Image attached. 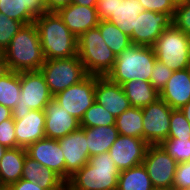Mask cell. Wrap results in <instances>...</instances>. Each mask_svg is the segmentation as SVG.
I'll return each instance as SVG.
<instances>
[{"label": "cell", "mask_w": 190, "mask_h": 190, "mask_svg": "<svg viewBox=\"0 0 190 190\" xmlns=\"http://www.w3.org/2000/svg\"><path fill=\"white\" fill-rule=\"evenodd\" d=\"M45 60L78 55V39L70 32L56 11H48L34 21Z\"/></svg>", "instance_id": "cell-1"}, {"label": "cell", "mask_w": 190, "mask_h": 190, "mask_svg": "<svg viewBox=\"0 0 190 190\" xmlns=\"http://www.w3.org/2000/svg\"><path fill=\"white\" fill-rule=\"evenodd\" d=\"M11 71H40L45 62L39 33L35 23L23 25L5 49Z\"/></svg>", "instance_id": "cell-2"}, {"label": "cell", "mask_w": 190, "mask_h": 190, "mask_svg": "<svg viewBox=\"0 0 190 190\" xmlns=\"http://www.w3.org/2000/svg\"><path fill=\"white\" fill-rule=\"evenodd\" d=\"M119 173L109 152L91 156L66 182V190H116Z\"/></svg>", "instance_id": "cell-3"}, {"label": "cell", "mask_w": 190, "mask_h": 190, "mask_svg": "<svg viewBox=\"0 0 190 190\" xmlns=\"http://www.w3.org/2000/svg\"><path fill=\"white\" fill-rule=\"evenodd\" d=\"M156 60L151 46L131 44L116 56L114 67L107 74V77L119 85L132 80L150 82Z\"/></svg>", "instance_id": "cell-4"}, {"label": "cell", "mask_w": 190, "mask_h": 190, "mask_svg": "<svg viewBox=\"0 0 190 190\" xmlns=\"http://www.w3.org/2000/svg\"><path fill=\"white\" fill-rule=\"evenodd\" d=\"M78 56L86 73L97 76H107L116 60L98 27L89 29L78 38Z\"/></svg>", "instance_id": "cell-5"}, {"label": "cell", "mask_w": 190, "mask_h": 190, "mask_svg": "<svg viewBox=\"0 0 190 190\" xmlns=\"http://www.w3.org/2000/svg\"><path fill=\"white\" fill-rule=\"evenodd\" d=\"M158 61L173 71L186 69L190 61V36L173 25L151 46Z\"/></svg>", "instance_id": "cell-6"}, {"label": "cell", "mask_w": 190, "mask_h": 190, "mask_svg": "<svg viewBox=\"0 0 190 190\" xmlns=\"http://www.w3.org/2000/svg\"><path fill=\"white\" fill-rule=\"evenodd\" d=\"M20 88V101L12 110L14 120L22 119L31 110L44 111L53 98L41 71H21Z\"/></svg>", "instance_id": "cell-7"}, {"label": "cell", "mask_w": 190, "mask_h": 190, "mask_svg": "<svg viewBox=\"0 0 190 190\" xmlns=\"http://www.w3.org/2000/svg\"><path fill=\"white\" fill-rule=\"evenodd\" d=\"M52 96L79 83L86 73L79 56L63 59L45 60L40 68Z\"/></svg>", "instance_id": "cell-8"}, {"label": "cell", "mask_w": 190, "mask_h": 190, "mask_svg": "<svg viewBox=\"0 0 190 190\" xmlns=\"http://www.w3.org/2000/svg\"><path fill=\"white\" fill-rule=\"evenodd\" d=\"M99 20H107L129 37L140 13L146 9L139 0H102L97 2Z\"/></svg>", "instance_id": "cell-9"}, {"label": "cell", "mask_w": 190, "mask_h": 190, "mask_svg": "<svg viewBox=\"0 0 190 190\" xmlns=\"http://www.w3.org/2000/svg\"><path fill=\"white\" fill-rule=\"evenodd\" d=\"M97 75H87L79 83L53 96V99L71 116L79 121L95 102Z\"/></svg>", "instance_id": "cell-10"}, {"label": "cell", "mask_w": 190, "mask_h": 190, "mask_svg": "<svg viewBox=\"0 0 190 190\" xmlns=\"http://www.w3.org/2000/svg\"><path fill=\"white\" fill-rule=\"evenodd\" d=\"M177 164L160 145H149L143 160L152 185L157 190H172Z\"/></svg>", "instance_id": "cell-11"}, {"label": "cell", "mask_w": 190, "mask_h": 190, "mask_svg": "<svg viewBox=\"0 0 190 190\" xmlns=\"http://www.w3.org/2000/svg\"><path fill=\"white\" fill-rule=\"evenodd\" d=\"M172 110L161 98L142 108L143 139L149 145H160L168 139Z\"/></svg>", "instance_id": "cell-12"}, {"label": "cell", "mask_w": 190, "mask_h": 190, "mask_svg": "<svg viewBox=\"0 0 190 190\" xmlns=\"http://www.w3.org/2000/svg\"><path fill=\"white\" fill-rule=\"evenodd\" d=\"M172 25L169 13L145 11L140 13L130 36L132 44L152 46L166 28Z\"/></svg>", "instance_id": "cell-13"}, {"label": "cell", "mask_w": 190, "mask_h": 190, "mask_svg": "<svg viewBox=\"0 0 190 190\" xmlns=\"http://www.w3.org/2000/svg\"><path fill=\"white\" fill-rule=\"evenodd\" d=\"M149 144L141 138L120 135L109 149L119 171L143 164Z\"/></svg>", "instance_id": "cell-14"}, {"label": "cell", "mask_w": 190, "mask_h": 190, "mask_svg": "<svg viewBox=\"0 0 190 190\" xmlns=\"http://www.w3.org/2000/svg\"><path fill=\"white\" fill-rule=\"evenodd\" d=\"M66 164V182L78 170L88 163L89 150L84 127L67 134L58 140Z\"/></svg>", "instance_id": "cell-15"}, {"label": "cell", "mask_w": 190, "mask_h": 190, "mask_svg": "<svg viewBox=\"0 0 190 190\" xmlns=\"http://www.w3.org/2000/svg\"><path fill=\"white\" fill-rule=\"evenodd\" d=\"M27 156L57 173L66 182V164L58 140L42 138L26 148Z\"/></svg>", "instance_id": "cell-16"}, {"label": "cell", "mask_w": 190, "mask_h": 190, "mask_svg": "<svg viewBox=\"0 0 190 190\" xmlns=\"http://www.w3.org/2000/svg\"><path fill=\"white\" fill-rule=\"evenodd\" d=\"M95 102L115 118L131 107L122 86L112 82L107 76H97Z\"/></svg>", "instance_id": "cell-17"}, {"label": "cell", "mask_w": 190, "mask_h": 190, "mask_svg": "<svg viewBox=\"0 0 190 190\" xmlns=\"http://www.w3.org/2000/svg\"><path fill=\"white\" fill-rule=\"evenodd\" d=\"M70 32L78 39L89 29L99 24L96 6H83L71 3L56 11Z\"/></svg>", "instance_id": "cell-18"}, {"label": "cell", "mask_w": 190, "mask_h": 190, "mask_svg": "<svg viewBox=\"0 0 190 190\" xmlns=\"http://www.w3.org/2000/svg\"><path fill=\"white\" fill-rule=\"evenodd\" d=\"M45 137L59 140L80 128V121L71 116L52 98L44 108Z\"/></svg>", "instance_id": "cell-19"}, {"label": "cell", "mask_w": 190, "mask_h": 190, "mask_svg": "<svg viewBox=\"0 0 190 190\" xmlns=\"http://www.w3.org/2000/svg\"><path fill=\"white\" fill-rule=\"evenodd\" d=\"M15 121V136L18 147L27 148L32 143L45 138V113L31 110L22 119Z\"/></svg>", "instance_id": "cell-20"}, {"label": "cell", "mask_w": 190, "mask_h": 190, "mask_svg": "<svg viewBox=\"0 0 190 190\" xmlns=\"http://www.w3.org/2000/svg\"><path fill=\"white\" fill-rule=\"evenodd\" d=\"M160 98L172 109L179 110L190 101V74L187 68L173 72L161 90Z\"/></svg>", "instance_id": "cell-21"}, {"label": "cell", "mask_w": 190, "mask_h": 190, "mask_svg": "<svg viewBox=\"0 0 190 190\" xmlns=\"http://www.w3.org/2000/svg\"><path fill=\"white\" fill-rule=\"evenodd\" d=\"M0 12L24 25L48 12L45 0H0Z\"/></svg>", "instance_id": "cell-22"}, {"label": "cell", "mask_w": 190, "mask_h": 190, "mask_svg": "<svg viewBox=\"0 0 190 190\" xmlns=\"http://www.w3.org/2000/svg\"><path fill=\"white\" fill-rule=\"evenodd\" d=\"M21 178L36 182L45 190H66V182L57 173L27 155Z\"/></svg>", "instance_id": "cell-23"}, {"label": "cell", "mask_w": 190, "mask_h": 190, "mask_svg": "<svg viewBox=\"0 0 190 190\" xmlns=\"http://www.w3.org/2000/svg\"><path fill=\"white\" fill-rule=\"evenodd\" d=\"M26 149L8 148L0 159V186H9L22 177Z\"/></svg>", "instance_id": "cell-24"}, {"label": "cell", "mask_w": 190, "mask_h": 190, "mask_svg": "<svg viewBox=\"0 0 190 190\" xmlns=\"http://www.w3.org/2000/svg\"><path fill=\"white\" fill-rule=\"evenodd\" d=\"M84 133L87 138V147L90 157L109 152V149L119 136L115 125L92 128L84 127Z\"/></svg>", "instance_id": "cell-25"}, {"label": "cell", "mask_w": 190, "mask_h": 190, "mask_svg": "<svg viewBox=\"0 0 190 190\" xmlns=\"http://www.w3.org/2000/svg\"><path fill=\"white\" fill-rule=\"evenodd\" d=\"M121 86L132 107L143 108L160 98V93L148 81L132 80Z\"/></svg>", "instance_id": "cell-26"}, {"label": "cell", "mask_w": 190, "mask_h": 190, "mask_svg": "<svg viewBox=\"0 0 190 190\" xmlns=\"http://www.w3.org/2000/svg\"><path fill=\"white\" fill-rule=\"evenodd\" d=\"M143 164L120 171L116 190H154Z\"/></svg>", "instance_id": "cell-27"}, {"label": "cell", "mask_w": 190, "mask_h": 190, "mask_svg": "<svg viewBox=\"0 0 190 190\" xmlns=\"http://www.w3.org/2000/svg\"><path fill=\"white\" fill-rule=\"evenodd\" d=\"M142 108L130 107L116 117L115 126L123 136H132L143 139Z\"/></svg>", "instance_id": "cell-28"}, {"label": "cell", "mask_w": 190, "mask_h": 190, "mask_svg": "<svg viewBox=\"0 0 190 190\" xmlns=\"http://www.w3.org/2000/svg\"><path fill=\"white\" fill-rule=\"evenodd\" d=\"M97 27L100 30L104 42L112 50L115 56H118L132 44L127 34L107 20H100Z\"/></svg>", "instance_id": "cell-29"}, {"label": "cell", "mask_w": 190, "mask_h": 190, "mask_svg": "<svg viewBox=\"0 0 190 190\" xmlns=\"http://www.w3.org/2000/svg\"><path fill=\"white\" fill-rule=\"evenodd\" d=\"M20 72L10 71L0 78V104L13 110L20 101Z\"/></svg>", "instance_id": "cell-30"}, {"label": "cell", "mask_w": 190, "mask_h": 190, "mask_svg": "<svg viewBox=\"0 0 190 190\" xmlns=\"http://www.w3.org/2000/svg\"><path fill=\"white\" fill-rule=\"evenodd\" d=\"M116 118L110 114L97 102L85 112L82 120L80 121V127H99L107 125H115Z\"/></svg>", "instance_id": "cell-31"}, {"label": "cell", "mask_w": 190, "mask_h": 190, "mask_svg": "<svg viewBox=\"0 0 190 190\" xmlns=\"http://www.w3.org/2000/svg\"><path fill=\"white\" fill-rule=\"evenodd\" d=\"M160 146L178 163L190 161V138H168Z\"/></svg>", "instance_id": "cell-32"}, {"label": "cell", "mask_w": 190, "mask_h": 190, "mask_svg": "<svg viewBox=\"0 0 190 190\" xmlns=\"http://www.w3.org/2000/svg\"><path fill=\"white\" fill-rule=\"evenodd\" d=\"M23 23L0 12V47L5 51Z\"/></svg>", "instance_id": "cell-33"}, {"label": "cell", "mask_w": 190, "mask_h": 190, "mask_svg": "<svg viewBox=\"0 0 190 190\" xmlns=\"http://www.w3.org/2000/svg\"><path fill=\"white\" fill-rule=\"evenodd\" d=\"M168 138H190V123L179 109H173Z\"/></svg>", "instance_id": "cell-34"}, {"label": "cell", "mask_w": 190, "mask_h": 190, "mask_svg": "<svg viewBox=\"0 0 190 190\" xmlns=\"http://www.w3.org/2000/svg\"><path fill=\"white\" fill-rule=\"evenodd\" d=\"M172 25L190 36V3L185 2L179 6H175Z\"/></svg>", "instance_id": "cell-35"}, {"label": "cell", "mask_w": 190, "mask_h": 190, "mask_svg": "<svg viewBox=\"0 0 190 190\" xmlns=\"http://www.w3.org/2000/svg\"><path fill=\"white\" fill-rule=\"evenodd\" d=\"M173 70L156 60L150 76L151 85L160 93L173 74Z\"/></svg>", "instance_id": "cell-36"}, {"label": "cell", "mask_w": 190, "mask_h": 190, "mask_svg": "<svg viewBox=\"0 0 190 190\" xmlns=\"http://www.w3.org/2000/svg\"><path fill=\"white\" fill-rule=\"evenodd\" d=\"M0 144L7 148H17L15 136V121L11 117L0 123Z\"/></svg>", "instance_id": "cell-37"}, {"label": "cell", "mask_w": 190, "mask_h": 190, "mask_svg": "<svg viewBox=\"0 0 190 190\" xmlns=\"http://www.w3.org/2000/svg\"><path fill=\"white\" fill-rule=\"evenodd\" d=\"M190 187V161L180 162L174 175L172 190H182Z\"/></svg>", "instance_id": "cell-38"}, {"label": "cell", "mask_w": 190, "mask_h": 190, "mask_svg": "<svg viewBox=\"0 0 190 190\" xmlns=\"http://www.w3.org/2000/svg\"><path fill=\"white\" fill-rule=\"evenodd\" d=\"M146 11L169 13L173 16L175 6L170 0H139Z\"/></svg>", "instance_id": "cell-39"}, {"label": "cell", "mask_w": 190, "mask_h": 190, "mask_svg": "<svg viewBox=\"0 0 190 190\" xmlns=\"http://www.w3.org/2000/svg\"><path fill=\"white\" fill-rule=\"evenodd\" d=\"M11 190H45L40 187L36 182L20 179L19 181L9 185Z\"/></svg>", "instance_id": "cell-40"}, {"label": "cell", "mask_w": 190, "mask_h": 190, "mask_svg": "<svg viewBox=\"0 0 190 190\" xmlns=\"http://www.w3.org/2000/svg\"><path fill=\"white\" fill-rule=\"evenodd\" d=\"M72 3V0H45V5L48 11H57L59 8Z\"/></svg>", "instance_id": "cell-41"}, {"label": "cell", "mask_w": 190, "mask_h": 190, "mask_svg": "<svg viewBox=\"0 0 190 190\" xmlns=\"http://www.w3.org/2000/svg\"><path fill=\"white\" fill-rule=\"evenodd\" d=\"M12 117V110L0 104V123Z\"/></svg>", "instance_id": "cell-42"}, {"label": "cell", "mask_w": 190, "mask_h": 190, "mask_svg": "<svg viewBox=\"0 0 190 190\" xmlns=\"http://www.w3.org/2000/svg\"><path fill=\"white\" fill-rule=\"evenodd\" d=\"M10 68L8 66V63L6 61L5 56L0 60V78L5 76L10 72Z\"/></svg>", "instance_id": "cell-43"}, {"label": "cell", "mask_w": 190, "mask_h": 190, "mask_svg": "<svg viewBox=\"0 0 190 190\" xmlns=\"http://www.w3.org/2000/svg\"><path fill=\"white\" fill-rule=\"evenodd\" d=\"M72 3L83 6H97V0H72Z\"/></svg>", "instance_id": "cell-44"}, {"label": "cell", "mask_w": 190, "mask_h": 190, "mask_svg": "<svg viewBox=\"0 0 190 190\" xmlns=\"http://www.w3.org/2000/svg\"><path fill=\"white\" fill-rule=\"evenodd\" d=\"M180 111L184 114L187 121L190 123V101L183 106Z\"/></svg>", "instance_id": "cell-45"}, {"label": "cell", "mask_w": 190, "mask_h": 190, "mask_svg": "<svg viewBox=\"0 0 190 190\" xmlns=\"http://www.w3.org/2000/svg\"><path fill=\"white\" fill-rule=\"evenodd\" d=\"M7 149H8L7 147H5L4 145L0 144V159L4 156V153H5V151Z\"/></svg>", "instance_id": "cell-46"}, {"label": "cell", "mask_w": 190, "mask_h": 190, "mask_svg": "<svg viewBox=\"0 0 190 190\" xmlns=\"http://www.w3.org/2000/svg\"><path fill=\"white\" fill-rule=\"evenodd\" d=\"M174 6H179L183 3H185L186 0H170Z\"/></svg>", "instance_id": "cell-47"}, {"label": "cell", "mask_w": 190, "mask_h": 190, "mask_svg": "<svg viewBox=\"0 0 190 190\" xmlns=\"http://www.w3.org/2000/svg\"><path fill=\"white\" fill-rule=\"evenodd\" d=\"M5 56V51L0 47V60Z\"/></svg>", "instance_id": "cell-48"}, {"label": "cell", "mask_w": 190, "mask_h": 190, "mask_svg": "<svg viewBox=\"0 0 190 190\" xmlns=\"http://www.w3.org/2000/svg\"><path fill=\"white\" fill-rule=\"evenodd\" d=\"M0 190H11L9 186H0Z\"/></svg>", "instance_id": "cell-49"}, {"label": "cell", "mask_w": 190, "mask_h": 190, "mask_svg": "<svg viewBox=\"0 0 190 190\" xmlns=\"http://www.w3.org/2000/svg\"><path fill=\"white\" fill-rule=\"evenodd\" d=\"M188 71H189V74H190V61H189V64H188V67H187Z\"/></svg>", "instance_id": "cell-50"}]
</instances>
